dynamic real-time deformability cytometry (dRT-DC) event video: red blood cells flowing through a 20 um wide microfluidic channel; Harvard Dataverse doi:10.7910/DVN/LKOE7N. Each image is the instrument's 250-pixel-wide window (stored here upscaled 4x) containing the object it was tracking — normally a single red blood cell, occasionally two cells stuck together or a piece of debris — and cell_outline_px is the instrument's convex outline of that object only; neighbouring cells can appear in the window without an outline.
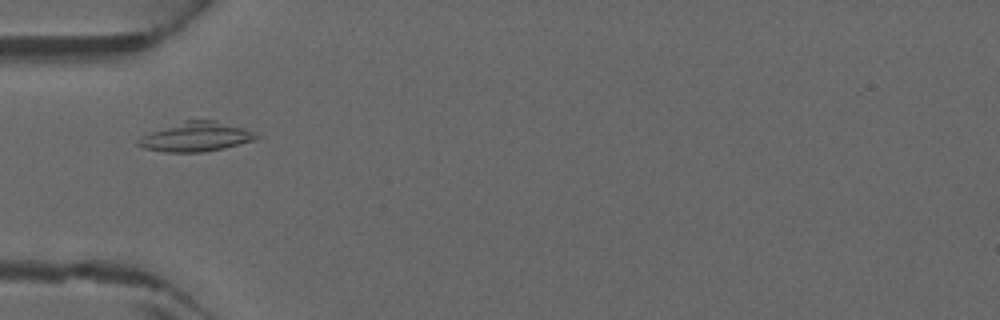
{"species": "common noctule bat (a hibernating species)", "species_latin": "Nyctalus noctula", "temperature_condition": "warm", "stored_images_in_passage": 37, "camera_frame_rate_fps": 3000, "um_per_image_px": 0.085, "animal": {"sex": "male", "forearm_length_mm": 52.5}, "frame": {"image": 1, "passage_image": 10, "time_ms": 3.0, "image_size_px": [1000, 320], "cell_outline_px": [[264, 136], [256, 140], [224, 148], [204, 152], [164, 152], [144, 148], [136, 144], [136, 140], [152, 132], [184, 120], [216, 120], [244, 128], [256, 132]], "centroid_in_image_um": [16.74, 11.63], "position_along_channel_um": 68.3, "area_um2": 20.29}}
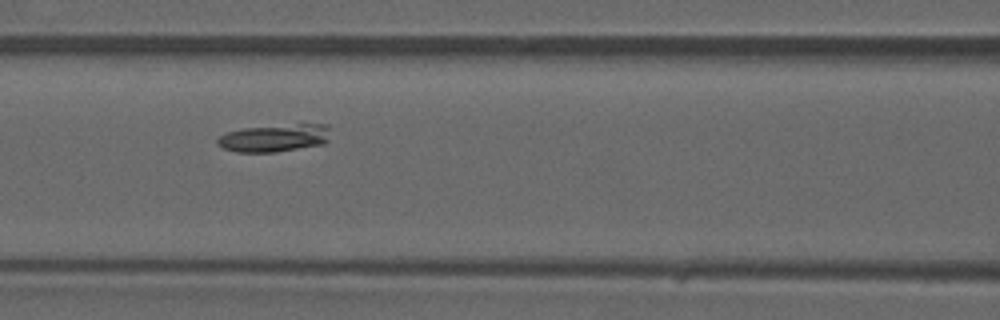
{"frame": {"image": 2, "passage_image": 15, "time_ms": 4.667, "image_size_px": [1000, 320], "cell_outline_px": [[328, 140], [324, 144], [276, 152], [236, 152], [224, 148], [216, 144], [216, 140], [220, 136], [228, 132], [244, 128], [300, 120], [328, 124]], "centroid_in_image_um": [23.41, 11.66], "position_along_channel_um": 143.2, "area_um2": 19.19}}
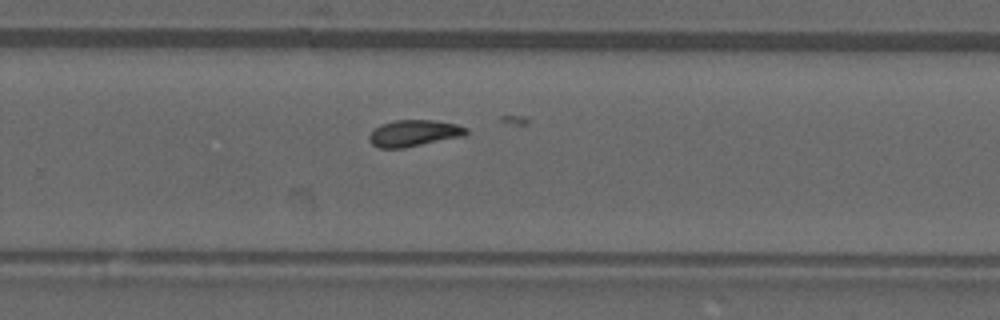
{"frame": {"image": 3, "passage_image": 25, "time_ms": 8.0, "image_size_px": [1000, 320], "cell_outline_px": [[468, 132], [464, 136], [404, 148], [380, 148], [372, 144], [368, 140], [368, 136], [380, 124], [396, 120], [436, 120], [456, 124], [468, 128]], "centroid_in_image_um": [35.19, 11.32], "position_along_channel_um": 294.6, "area_um2": 15.03}}